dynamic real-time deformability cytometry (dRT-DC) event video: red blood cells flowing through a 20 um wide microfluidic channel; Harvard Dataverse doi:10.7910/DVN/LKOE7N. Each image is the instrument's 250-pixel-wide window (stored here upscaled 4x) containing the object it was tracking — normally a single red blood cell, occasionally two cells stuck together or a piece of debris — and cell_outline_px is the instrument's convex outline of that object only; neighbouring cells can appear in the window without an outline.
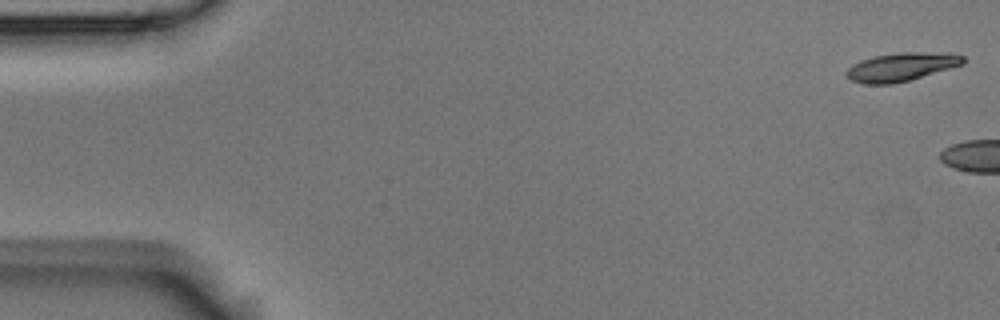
{"species": "Egyptian fruit bat (a non-hibernating species)", "species_latin": "Rousettus aegyptiacus", "temperature_condition": "room temperature", "stored_images_in_passage": 5, "camera_frame_rate_fps": 3000, "um_per_image_px": 0.085, "animal": {"sex": "male"}, "frame": {"image": 1, "passage_image": 1, "time_ms": 0.0, "image_size_px": [1000, 320], "cell_outline_px": [[964, 64], [908, 80], [892, 84], [864, 84], [852, 80], [844, 72], [852, 64], [860, 60], [872, 56], [900, 52], [952, 52], [964, 56]], "centroid_in_image_um": [76.62, 5.66], "position_along_channel_um": 8.4, "area_um2": 19.42}}